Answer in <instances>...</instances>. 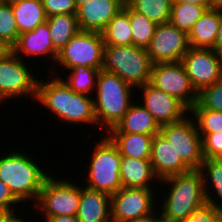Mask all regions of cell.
Instances as JSON below:
<instances>
[{
    "mask_svg": "<svg viewBox=\"0 0 222 222\" xmlns=\"http://www.w3.org/2000/svg\"><path fill=\"white\" fill-rule=\"evenodd\" d=\"M48 222H80L76 215H61L52 217Z\"/></svg>",
    "mask_w": 222,
    "mask_h": 222,
    "instance_id": "cell-39",
    "label": "cell"
},
{
    "mask_svg": "<svg viewBox=\"0 0 222 222\" xmlns=\"http://www.w3.org/2000/svg\"><path fill=\"white\" fill-rule=\"evenodd\" d=\"M209 9L222 11V0H209Z\"/></svg>",
    "mask_w": 222,
    "mask_h": 222,
    "instance_id": "cell-45",
    "label": "cell"
},
{
    "mask_svg": "<svg viewBox=\"0 0 222 222\" xmlns=\"http://www.w3.org/2000/svg\"><path fill=\"white\" fill-rule=\"evenodd\" d=\"M138 88L137 90L143 92L142 106L154 117L159 126L181 121L190 113L180 100L155 88L150 83Z\"/></svg>",
    "mask_w": 222,
    "mask_h": 222,
    "instance_id": "cell-15",
    "label": "cell"
},
{
    "mask_svg": "<svg viewBox=\"0 0 222 222\" xmlns=\"http://www.w3.org/2000/svg\"><path fill=\"white\" fill-rule=\"evenodd\" d=\"M120 155L136 159H150L154 135L139 133H107Z\"/></svg>",
    "mask_w": 222,
    "mask_h": 222,
    "instance_id": "cell-23",
    "label": "cell"
},
{
    "mask_svg": "<svg viewBox=\"0 0 222 222\" xmlns=\"http://www.w3.org/2000/svg\"><path fill=\"white\" fill-rule=\"evenodd\" d=\"M159 182L171 185L161 205L160 215L165 220L181 222L206 203L203 179L198 169L172 175Z\"/></svg>",
    "mask_w": 222,
    "mask_h": 222,
    "instance_id": "cell-4",
    "label": "cell"
},
{
    "mask_svg": "<svg viewBox=\"0 0 222 222\" xmlns=\"http://www.w3.org/2000/svg\"><path fill=\"white\" fill-rule=\"evenodd\" d=\"M42 5L47 17L77 13L74 0H42Z\"/></svg>",
    "mask_w": 222,
    "mask_h": 222,
    "instance_id": "cell-37",
    "label": "cell"
},
{
    "mask_svg": "<svg viewBox=\"0 0 222 222\" xmlns=\"http://www.w3.org/2000/svg\"><path fill=\"white\" fill-rule=\"evenodd\" d=\"M160 133L168 140L176 154L190 170L200 168L204 160L202 138L195 119L190 113L181 121L160 126Z\"/></svg>",
    "mask_w": 222,
    "mask_h": 222,
    "instance_id": "cell-8",
    "label": "cell"
},
{
    "mask_svg": "<svg viewBox=\"0 0 222 222\" xmlns=\"http://www.w3.org/2000/svg\"><path fill=\"white\" fill-rule=\"evenodd\" d=\"M208 8L191 3H172L170 23L179 30L189 33L197 20Z\"/></svg>",
    "mask_w": 222,
    "mask_h": 222,
    "instance_id": "cell-29",
    "label": "cell"
},
{
    "mask_svg": "<svg viewBox=\"0 0 222 222\" xmlns=\"http://www.w3.org/2000/svg\"><path fill=\"white\" fill-rule=\"evenodd\" d=\"M18 204L20 202L11 193L9 187L0 180V210L15 211L14 205Z\"/></svg>",
    "mask_w": 222,
    "mask_h": 222,
    "instance_id": "cell-38",
    "label": "cell"
},
{
    "mask_svg": "<svg viewBox=\"0 0 222 222\" xmlns=\"http://www.w3.org/2000/svg\"><path fill=\"white\" fill-rule=\"evenodd\" d=\"M28 67L13 52L0 61V102L24 95L36 98L38 79Z\"/></svg>",
    "mask_w": 222,
    "mask_h": 222,
    "instance_id": "cell-11",
    "label": "cell"
},
{
    "mask_svg": "<svg viewBox=\"0 0 222 222\" xmlns=\"http://www.w3.org/2000/svg\"><path fill=\"white\" fill-rule=\"evenodd\" d=\"M204 159H222V132L206 134L202 138Z\"/></svg>",
    "mask_w": 222,
    "mask_h": 222,
    "instance_id": "cell-35",
    "label": "cell"
},
{
    "mask_svg": "<svg viewBox=\"0 0 222 222\" xmlns=\"http://www.w3.org/2000/svg\"><path fill=\"white\" fill-rule=\"evenodd\" d=\"M152 62L147 49L135 45H105L101 70L117 74L132 87L150 83Z\"/></svg>",
    "mask_w": 222,
    "mask_h": 222,
    "instance_id": "cell-5",
    "label": "cell"
},
{
    "mask_svg": "<svg viewBox=\"0 0 222 222\" xmlns=\"http://www.w3.org/2000/svg\"><path fill=\"white\" fill-rule=\"evenodd\" d=\"M11 5L19 34L32 31L47 21L42 0H21Z\"/></svg>",
    "mask_w": 222,
    "mask_h": 222,
    "instance_id": "cell-24",
    "label": "cell"
},
{
    "mask_svg": "<svg viewBox=\"0 0 222 222\" xmlns=\"http://www.w3.org/2000/svg\"><path fill=\"white\" fill-rule=\"evenodd\" d=\"M150 84L174 96L189 110L197 103L198 93L181 62L153 64Z\"/></svg>",
    "mask_w": 222,
    "mask_h": 222,
    "instance_id": "cell-10",
    "label": "cell"
},
{
    "mask_svg": "<svg viewBox=\"0 0 222 222\" xmlns=\"http://www.w3.org/2000/svg\"><path fill=\"white\" fill-rule=\"evenodd\" d=\"M180 62L197 93L222 80V71L213 49L190 48Z\"/></svg>",
    "mask_w": 222,
    "mask_h": 222,
    "instance_id": "cell-14",
    "label": "cell"
},
{
    "mask_svg": "<svg viewBox=\"0 0 222 222\" xmlns=\"http://www.w3.org/2000/svg\"><path fill=\"white\" fill-rule=\"evenodd\" d=\"M181 222H222V212L206 202Z\"/></svg>",
    "mask_w": 222,
    "mask_h": 222,
    "instance_id": "cell-36",
    "label": "cell"
},
{
    "mask_svg": "<svg viewBox=\"0 0 222 222\" xmlns=\"http://www.w3.org/2000/svg\"><path fill=\"white\" fill-rule=\"evenodd\" d=\"M80 195V185L70 180H58L51 175L46 179L34 207L43 212L45 222L55 216L76 215Z\"/></svg>",
    "mask_w": 222,
    "mask_h": 222,
    "instance_id": "cell-7",
    "label": "cell"
},
{
    "mask_svg": "<svg viewBox=\"0 0 222 222\" xmlns=\"http://www.w3.org/2000/svg\"><path fill=\"white\" fill-rule=\"evenodd\" d=\"M15 212L17 211L0 210V222H9L16 215Z\"/></svg>",
    "mask_w": 222,
    "mask_h": 222,
    "instance_id": "cell-41",
    "label": "cell"
},
{
    "mask_svg": "<svg viewBox=\"0 0 222 222\" xmlns=\"http://www.w3.org/2000/svg\"><path fill=\"white\" fill-rule=\"evenodd\" d=\"M11 53H12V47L9 46L3 40H0V61L5 59Z\"/></svg>",
    "mask_w": 222,
    "mask_h": 222,
    "instance_id": "cell-40",
    "label": "cell"
},
{
    "mask_svg": "<svg viewBox=\"0 0 222 222\" xmlns=\"http://www.w3.org/2000/svg\"><path fill=\"white\" fill-rule=\"evenodd\" d=\"M188 34L170 22L157 25L147 48L152 64L180 62L189 51Z\"/></svg>",
    "mask_w": 222,
    "mask_h": 222,
    "instance_id": "cell-13",
    "label": "cell"
},
{
    "mask_svg": "<svg viewBox=\"0 0 222 222\" xmlns=\"http://www.w3.org/2000/svg\"><path fill=\"white\" fill-rule=\"evenodd\" d=\"M100 70L86 66H76L68 69L69 77L66 80L63 78L62 81L74 92L90 96V92L95 89Z\"/></svg>",
    "mask_w": 222,
    "mask_h": 222,
    "instance_id": "cell-30",
    "label": "cell"
},
{
    "mask_svg": "<svg viewBox=\"0 0 222 222\" xmlns=\"http://www.w3.org/2000/svg\"><path fill=\"white\" fill-rule=\"evenodd\" d=\"M191 109H209L222 112V80L202 89L197 103Z\"/></svg>",
    "mask_w": 222,
    "mask_h": 222,
    "instance_id": "cell-34",
    "label": "cell"
},
{
    "mask_svg": "<svg viewBox=\"0 0 222 222\" xmlns=\"http://www.w3.org/2000/svg\"><path fill=\"white\" fill-rule=\"evenodd\" d=\"M12 52L21 59L25 58L24 56L45 54V56L48 55L53 59L55 64L59 54L52 44L47 21L38 25L32 31L21 33L16 44L12 47Z\"/></svg>",
    "mask_w": 222,
    "mask_h": 222,
    "instance_id": "cell-18",
    "label": "cell"
},
{
    "mask_svg": "<svg viewBox=\"0 0 222 222\" xmlns=\"http://www.w3.org/2000/svg\"><path fill=\"white\" fill-rule=\"evenodd\" d=\"M161 217L160 213L159 215L156 214H151L149 216L143 217V218H139V219H135L129 222H157V220Z\"/></svg>",
    "mask_w": 222,
    "mask_h": 222,
    "instance_id": "cell-44",
    "label": "cell"
},
{
    "mask_svg": "<svg viewBox=\"0 0 222 222\" xmlns=\"http://www.w3.org/2000/svg\"><path fill=\"white\" fill-rule=\"evenodd\" d=\"M105 45H132V28L129 20V6L125 3L120 11L101 32Z\"/></svg>",
    "mask_w": 222,
    "mask_h": 222,
    "instance_id": "cell-27",
    "label": "cell"
},
{
    "mask_svg": "<svg viewBox=\"0 0 222 222\" xmlns=\"http://www.w3.org/2000/svg\"><path fill=\"white\" fill-rule=\"evenodd\" d=\"M89 0H74L76 7L78 8L82 4L86 3Z\"/></svg>",
    "mask_w": 222,
    "mask_h": 222,
    "instance_id": "cell-48",
    "label": "cell"
},
{
    "mask_svg": "<svg viewBox=\"0 0 222 222\" xmlns=\"http://www.w3.org/2000/svg\"><path fill=\"white\" fill-rule=\"evenodd\" d=\"M129 20L132 28V45L147 49L154 36L156 24L146 16L129 7Z\"/></svg>",
    "mask_w": 222,
    "mask_h": 222,
    "instance_id": "cell-31",
    "label": "cell"
},
{
    "mask_svg": "<svg viewBox=\"0 0 222 222\" xmlns=\"http://www.w3.org/2000/svg\"><path fill=\"white\" fill-rule=\"evenodd\" d=\"M95 89L93 103L97 125L108 132L127 113L133 103L131 94L135 88L117 74L100 70Z\"/></svg>",
    "mask_w": 222,
    "mask_h": 222,
    "instance_id": "cell-3",
    "label": "cell"
},
{
    "mask_svg": "<svg viewBox=\"0 0 222 222\" xmlns=\"http://www.w3.org/2000/svg\"><path fill=\"white\" fill-rule=\"evenodd\" d=\"M191 3L194 5H203L209 9V0H173L172 3Z\"/></svg>",
    "mask_w": 222,
    "mask_h": 222,
    "instance_id": "cell-43",
    "label": "cell"
},
{
    "mask_svg": "<svg viewBox=\"0 0 222 222\" xmlns=\"http://www.w3.org/2000/svg\"><path fill=\"white\" fill-rule=\"evenodd\" d=\"M20 217V218H19ZM26 219H21V215L17 217V215H15L9 222H28L25 221Z\"/></svg>",
    "mask_w": 222,
    "mask_h": 222,
    "instance_id": "cell-47",
    "label": "cell"
},
{
    "mask_svg": "<svg viewBox=\"0 0 222 222\" xmlns=\"http://www.w3.org/2000/svg\"><path fill=\"white\" fill-rule=\"evenodd\" d=\"M111 195L81 186L76 217L80 222H112Z\"/></svg>",
    "mask_w": 222,
    "mask_h": 222,
    "instance_id": "cell-19",
    "label": "cell"
},
{
    "mask_svg": "<svg viewBox=\"0 0 222 222\" xmlns=\"http://www.w3.org/2000/svg\"><path fill=\"white\" fill-rule=\"evenodd\" d=\"M189 112L195 119L201 138L206 134L222 132V112L209 109H190Z\"/></svg>",
    "mask_w": 222,
    "mask_h": 222,
    "instance_id": "cell-32",
    "label": "cell"
},
{
    "mask_svg": "<svg viewBox=\"0 0 222 222\" xmlns=\"http://www.w3.org/2000/svg\"><path fill=\"white\" fill-rule=\"evenodd\" d=\"M220 19L221 10L207 9L188 33L190 48L215 50Z\"/></svg>",
    "mask_w": 222,
    "mask_h": 222,
    "instance_id": "cell-22",
    "label": "cell"
},
{
    "mask_svg": "<svg viewBox=\"0 0 222 222\" xmlns=\"http://www.w3.org/2000/svg\"><path fill=\"white\" fill-rule=\"evenodd\" d=\"M222 48V11H221V19L219 23L218 33L215 38V50Z\"/></svg>",
    "mask_w": 222,
    "mask_h": 222,
    "instance_id": "cell-42",
    "label": "cell"
},
{
    "mask_svg": "<svg viewBox=\"0 0 222 222\" xmlns=\"http://www.w3.org/2000/svg\"><path fill=\"white\" fill-rule=\"evenodd\" d=\"M49 81L37 82L36 102L53 112L59 120L67 123L97 125L93 97L79 94L70 89L60 75L54 74Z\"/></svg>",
    "mask_w": 222,
    "mask_h": 222,
    "instance_id": "cell-1",
    "label": "cell"
},
{
    "mask_svg": "<svg viewBox=\"0 0 222 222\" xmlns=\"http://www.w3.org/2000/svg\"><path fill=\"white\" fill-rule=\"evenodd\" d=\"M198 170L202 175L206 202L222 212V159H204ZM208 186L212 187L210 191ZM211 190L215 191L214 193L221 203L218 200L215 201Z\"/></svg>",
    "mask_w": 222,
    "mask_h": 222,
    "instance_id": "cell-25",
    "label": "cell"
},
{
    "mask_svg": "<svg viewBox=\"0 0 222 222\" xmlns=\"http://www.w3.org/2000/svg\"><path fill=\"white\" fill-rule=\"evenodd\" d=\"M154 179L159 180L154 173L150 159L122 156L120 164L122 187L153 189L154 186L151 183H154L152 182Z\"/></svg>",
    "mask_w": 222,
    "mask_h": 222,
    "instance_id": "cell-20",
    "label": "cell"
},
{
    "mask_svg": "<svg viewBox=\"0 0 222 222\" xmlns=\"http://www.w3.org/2000/svg\"><path fill=\"white\" fill-rule=\"evenodd\" d=\"M217 58H218V63L220 65L221 71H222V48L216 49L215 50Z\"/></svg>",
    "mask_w": 222,
    "mask_h": 222,
    "instance_id": "cell-46",
    "label": "cell"
},
{
    "mask_svg": "<svg viewBox=\"0 0 222 222\" xmlns=\"http://www.w3.org/2000/svg\"><path fill=\"white\" fill-rule=\"evenodd\" d=\"M34 159L19 150H12L5 156H0V180L10 189L14 197L20 202L34 199L37 201L39 193L46 179L50 176ZM29 199V200H28Z\"/></svg>",
    "mask_w": 222,
    "mask_h": 222,
    "instance_id": "cell-2",
    "label": "cell"
},
{
    "mask_svg": "<svg viewBox=\"0 0 222 222\" xmlns=\"http://www.w3.org/2000/svg\"><path fill=\"white\" fill-rule=\"evenodd\" d=\"M11 4H0V40L13 47L19 36Z\"/></svg>",
    "mask_w": 222,
    "mask_h": 222,
    "instance_id": "cell-33",
    "label": "cell"
},
{
    "mask_svg": "<svg viewBox=\"0 0 222 222\" xmlns=\"http://www.w3.org/2000/svg\"><path fill=\"white\" fill-rule=\"evenodd\" d=\"M104 47L101 32L79 31L58 54L56 62L64 70L76 66L101 69Z\"/></svg>",
    "mask_w": 222,
    "mask_h": 222,
    "instance_id": "cell-9",
    "label": "cell"
},
{
    "mask_svg": "<svg viewBox=\"0 0 222 222\" xmlns=\"http://www.w3.org/2000/svg\"><path fill=\"white\" fill-rule=\"evenodd\" d=\"M139 105V106H138ZM107 133H139L155 135L160 133V126L142 104L132 103L127 113Z\"/></svg>",
    "mask_w": 222,
    "mask_h": 222,
    "instance_id": "cell-21",
    "label": "cell"
},
{
    "mask_svg": "<svg viewBox=\"0 0 222 222\" xmlns=\"http://www.w3.org/2000/svg\"><path fill=\"white\" fill-rule=\"evenodd\" d=\"M47 24L54 49L60 53L80 30L76 15L65 14L47 17Z\"/></svg>",
    "mask_w": 222,
    "mask_h": 222,
    "instance_id": "cell-26",
    "label": "cell"
},
{
    "mask_svg": "<svg viewBox=\"0 0 222 222\" xmlns=\"http://www.w3.org/2000/svg\"><path fill=\"white\" fill-rule=\"evenodd\" d=\"M154 196L153 189L120 188L111 195V221L129 222L156 213Z\"/></svg>",
    "mask_w": 222,
    "mask_h": 222,
    "instance_id": "cell-12",
    "label": "cell"
},
{
    "mask_svg": "<svg viewBox=\"0 0 222 222\" xmlns=\"http://www.w3.org/2000/svg\"><path fill=\"white\" fill-rule=\"evenodd\" d=\"M86 177V187L109 195L122 188L120 164L122 156L117 146L105 135L93 149Z\"/></svg>",
    "mask_w": 222,
    "mask_h": 222,
    "instance_id": "cell-6",
    "label": "cell"
},
{
    "mask_svg": "<svg viewBox=\"0 0 222 222\" xmlns=\"http://www.w3.org/2000/svg\"><path fill=\"white\" fill-rule=\"evenodd\" d=\"M173 0H129L126 4L156 25L170 22Z\"/></svg>",
    "mask_w": 222,
    "mask_h": 222,
    "instance_id": "cell-28",
    "label": "cell"
},
{
    "mask_svg": "<svg viewBox=\"0 0 222 222\" xmlns=\"http://www.w3.org/2000/svg\"><path fill=\"white\" fill-rule=\"evenodd\" d=\"M123 0H89L77 8L76 18L81 31L102 32L123 10Z\"/></svg>",
    "mask_w": 222,
    "mask_h": 222,
    "instance_id": "cell-16",
    "label": "cell"
},
{
    "mask_svg": "<svg viewBox=\"0 0 222 222\" xmlns=\"http://www.w3.org/2000/svg\"><path fill=\"white\" fill-rule=\"evenodd\" d=\"M157 222H172V221H168V220H165V219H163L162 217H160V218L157 220Z\"/></svg>",
    "mask_w": 222,
    "mask_h": 222,
    "instance_id": "cell-50",
    "label": "cell"
},
{
    "mask_svg": "<svg viewBox=\"0 0 222 222\" xmlns=\"http://www.w3.org/2000/svg\"><path fill=\"white\" fill-rule=\"evenodd\" d=\"M17 1H21V0H2V3H5V4H12V3H15Z\"/></svg>",
    "mask_w": 222,
    "mask_h": 222,
    "instance_id": "cell-49",
    "label": "cell"
},
{
    "mask_svg": "<svg viewBox=\"0 0 222 222\" xmlns=\"http://www.w3.org/2000/svg\"><path fill=\"white\" fill-rule=\"evenodd\" d=\"M150 162L159 181L172 175L190 171L161 133L153 136Z\"/></svg>",
    "mask_w": 222,
    "mask_h": 222,
    "instance_id": "cell-17",
    "label": "cell"
}]
</instances>
